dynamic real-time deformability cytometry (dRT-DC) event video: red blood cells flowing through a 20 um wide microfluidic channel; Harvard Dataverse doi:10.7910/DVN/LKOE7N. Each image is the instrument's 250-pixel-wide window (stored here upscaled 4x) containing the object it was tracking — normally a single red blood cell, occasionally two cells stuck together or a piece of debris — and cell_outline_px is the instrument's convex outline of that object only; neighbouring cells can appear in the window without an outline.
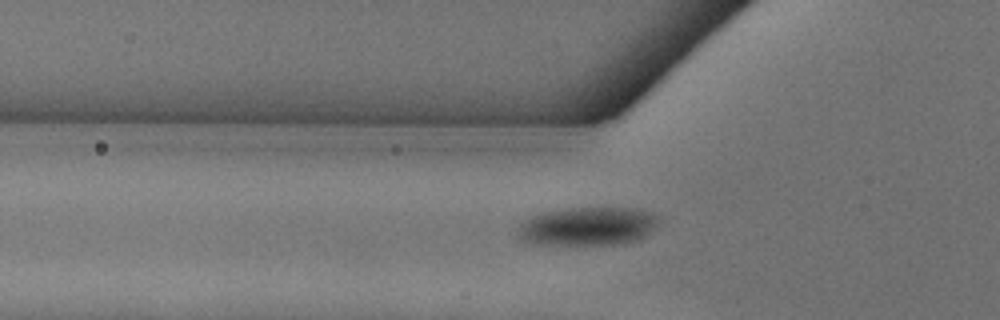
{"species": "common noctule bat (a hibernating species)", "species_latin": "Nyctalus noctula", "temperature_condition": "warm", "stored_images_in_passage": 52, "camera_frame_rate_fps": 3000, "um_per_image_px": 0.085, "animal": {"sex": "female"}, "frame": {"image": 1, "passage_image": 19, "time_ms": 6.0, "image_size_px": [1000, 320], "cell_outline_px": [[660, 220], [644, 236], [636, 240], [624, 244], [580, 248], [536, 244], [520, 240], [516, 228], [524, 220], [532, 216], [544, 212], [568, 208], [640, 208], [656, 216]], "centroid_in_image_um": [49.89, 19.3], "position_along_channel_um": 75.9, "area_um2": 32.71}}
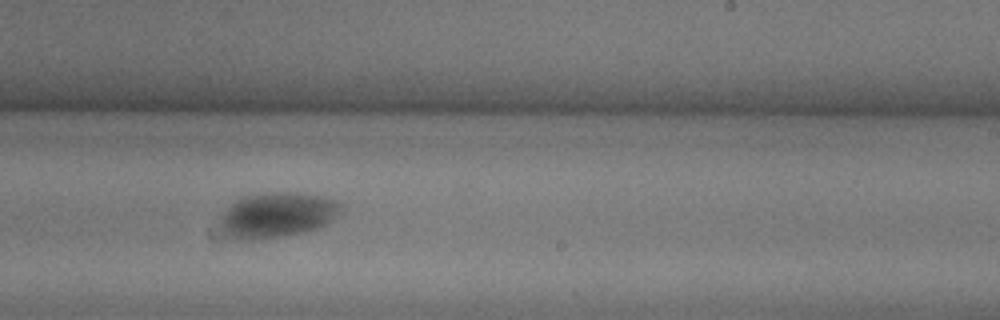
{"frame": {"image": 2, "passage_image": 33, "time_ms": 10.667, "image_size_px": [1000, 320], "cell_outline_px": [[344, 204], [332, 220], [316, 228], [276, 236], [252, 240], [232, 240], [224, 236], [220, 220], [224, 212], [236, 200], [244, 196], [264, 192], [304, 192], [340, 200]], "centroid_in_image_um": [23.54, 18.24], "position_along_channel_um": 265.5, "area_um2": 31.73}}
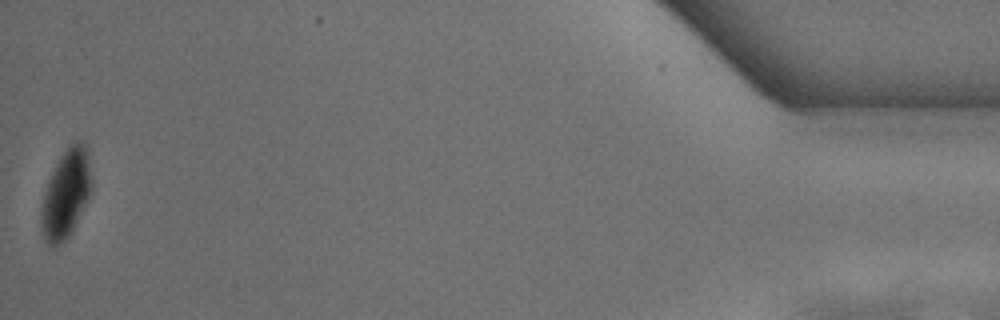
{"frame": {"image": 3, "passage_image": 52, "time_ms": 17.0, "image_size_px": [1000, 320], "cell_outline_px": [[92, 184], [88, 200], [72, 232], [64, 240], [56, 244], [48, 244], [44, 240], [40, 224], [40, 212], [44, 192], [48, 180], [60, 156], [72, 144], [80, 140], [88, 148], [92, 180]], "centroid_in_image_um": [5.62, 16.47], "position_along_channel_um": 429.6, "area_um2": 25.89}, "authors_computed_cell_mechanics": {"area_um2": 29.189, "velocity_mm_per_s": 4.0575, "shape_relaxation_time_tau1_ms": 9.0248, "shape_relaxation_time_tau2_ms": null, "deformation_change_tau1": 0.158, "deformation_change_tau2": null}}